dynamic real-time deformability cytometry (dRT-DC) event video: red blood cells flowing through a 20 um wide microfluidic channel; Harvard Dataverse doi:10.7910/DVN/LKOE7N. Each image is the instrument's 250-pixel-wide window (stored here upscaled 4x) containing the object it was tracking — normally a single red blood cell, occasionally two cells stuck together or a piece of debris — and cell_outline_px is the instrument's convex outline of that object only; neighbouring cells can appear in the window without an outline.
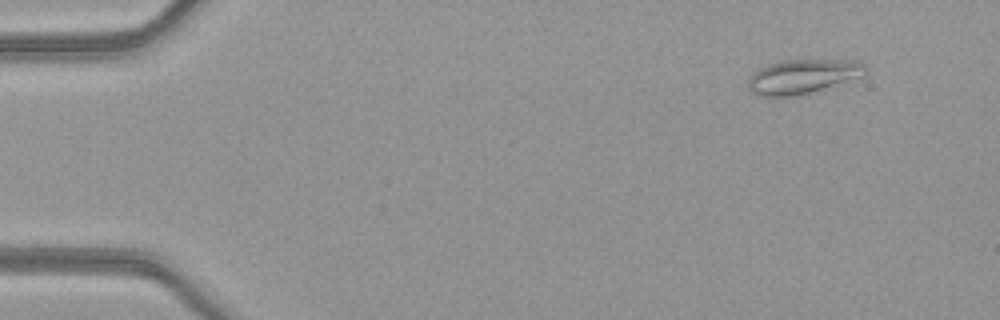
{"species": "common noctule bat (a hibernating species)", "species_latin": "Nyctalus noctula", "temperature_condition": "warm", "stored_images_in_passage": 51, "camera_frame_rate_fps": 3000, "um_per_image_px": 0.085, "animal": {"sex": "female", "body_mass_g": 21.9}, "frame": {"image": 1, "passage_image": 5, "time_ms": 1.333, "image_size_px": [1000, 320], "cell_outline_px": [[864, 76], [796, 96], [756, 96], [748, 88], [748, 76], [756, 68], [780, 60], [852, 60], [864, 64]], "centroid_in_image_um": [68.14, 6.49], "position_along_channel_um": 16.9, "area_um2": 23.47}}
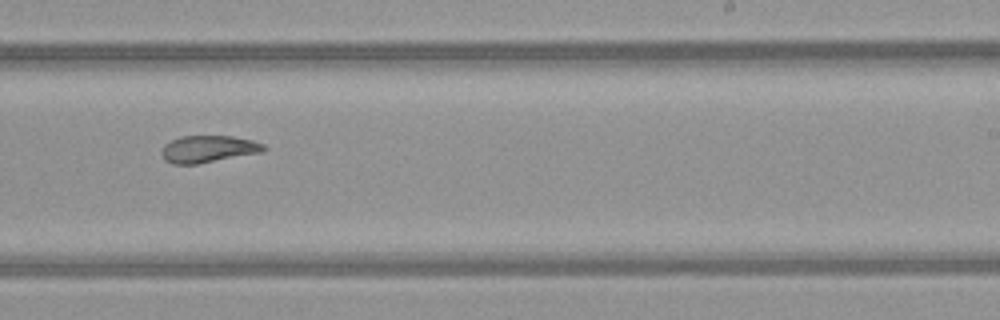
{"frame": {"image": 2, "passage_image": 32, "time_ms": 10.333, "image_size_px": [1000, 320], "cell_outline_px": [[268, 148], [260, 152], [196, 164], [172, 164], [164, 160], [160, 152], [164, 144], [180, 136], [232, 136], [252, 140], [264, 144]], "centroid_in_image_um": [17.66, 12.66], "position_along_channel_um": 271.3, "area_um2": 16.01}}
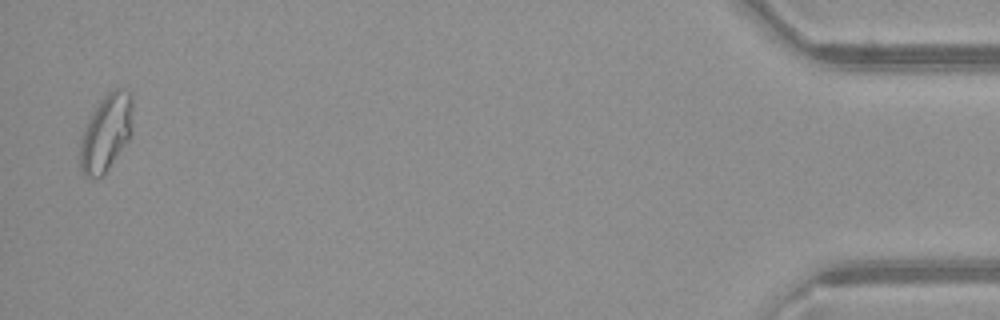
{"frame": {"image": 3, "passage_image": 50, "time_ms": 16.333, "image_size_px": [1000, 320], "cell_outline_px": [[132, 104], [128, 140], [108, 168], [100, 176], [84, 176], [80, 168], [80, 136], [92, 112], [100, 100], [112, 88], [120, 88], [128, 92], [132, 96]], "centroid_in_image_um": [8.97, 11.25], "position_along_channel_um": 426.2, "area_um2": 23.0}, "authors_computed_cell_mechanics": {"area_um2": 19.363, "velocity_mm_per_s": 4.0774, "shape_relaxation_time_tau1_ms": null, "shape_relaxation_time_tau2_ms": 1.5632, "deformation_change_tau1": null, "deformation_change_tau2": 0.0737}}